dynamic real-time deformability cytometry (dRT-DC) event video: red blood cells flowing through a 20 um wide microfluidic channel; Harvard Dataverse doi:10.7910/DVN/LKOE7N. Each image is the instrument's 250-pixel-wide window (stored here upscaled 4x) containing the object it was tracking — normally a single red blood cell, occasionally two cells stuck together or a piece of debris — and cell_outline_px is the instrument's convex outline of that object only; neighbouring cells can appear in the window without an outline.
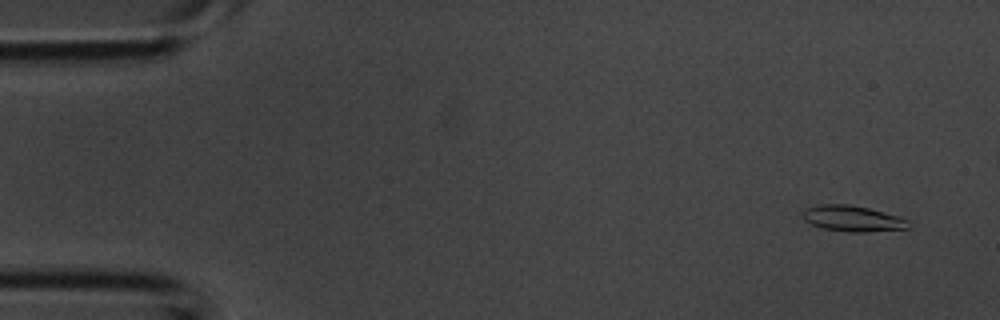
{"species": "common noctule bat (a hibernating species)", "species_latin": "Nyctalus noctula", "temperature_condition": "room temperature", "stored_images_in_passage": 42, "camera_frame_rate_fps": 3000, "um_per_image_px": 0.085, "animal": {"sex": "male", "body_mass_g": 20.1, "forearm_length_mm": 53.5}, "frame": {"image": 1, "passage_image": 2, "time_ms": 0.333, "image_size_px": [1000, 320], "cell_outline_px": [[908, 228], [864, 232], [848, 232], [820, 228], [804, 220], [804, 208], [820, 204], [848, 204], [868, 208], [900, 216], [908, 220]], "centroid_in_image_um": [72.45, 18.57], "position_along_channel_um": 12.5, "area_um2": 15.9}}
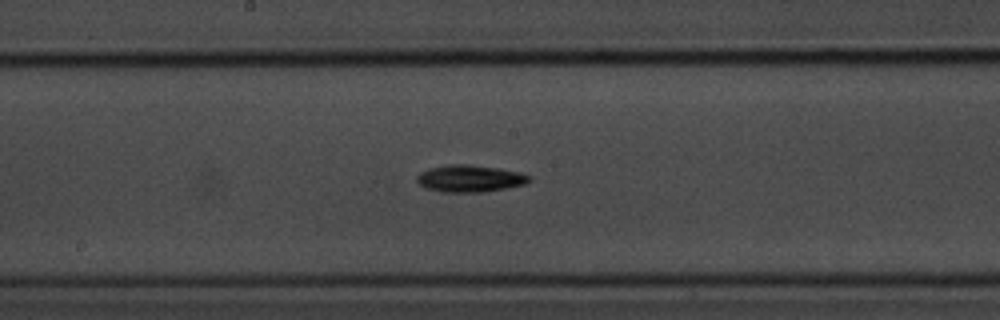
{"frame": {"image": 2, "passage_image": 21, "time_ms": 6.667, "image_size_px": [1000, 320], "cell_outline_px": [[532, 180], [524, 184], [484, 192], [444, 192], [424, 188], [416, 180], [416, 176], [420, 172], [428, 168], [448, 164], [468, 164], [496, 168], [520, 172], [532, 176]], "centroid_in_image_um": [39.92, 15.17], "position_along_channel_um": 208.3, "area_um2": 17.74}}
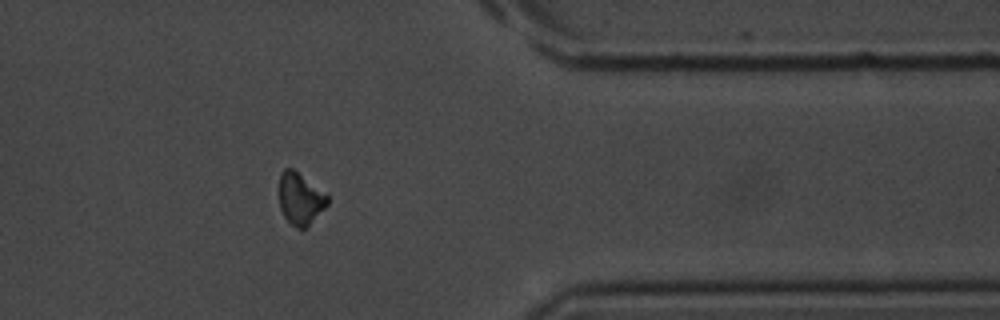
{"frame": {"image": 3, "passage_image": 33, "time_ms": 10.667, "image_size_px": [1000, 320], "cell_outline_px": [[328, 204], [304, 228], [296, 228], [284, 216], [280, 208], [280, 172], [284, 168], [292, 168], [328, 196]], "centroid_in_image_um": [25.49, 16.88], "position_along_channel_um": 385.9, "area_um2": 14.05}}